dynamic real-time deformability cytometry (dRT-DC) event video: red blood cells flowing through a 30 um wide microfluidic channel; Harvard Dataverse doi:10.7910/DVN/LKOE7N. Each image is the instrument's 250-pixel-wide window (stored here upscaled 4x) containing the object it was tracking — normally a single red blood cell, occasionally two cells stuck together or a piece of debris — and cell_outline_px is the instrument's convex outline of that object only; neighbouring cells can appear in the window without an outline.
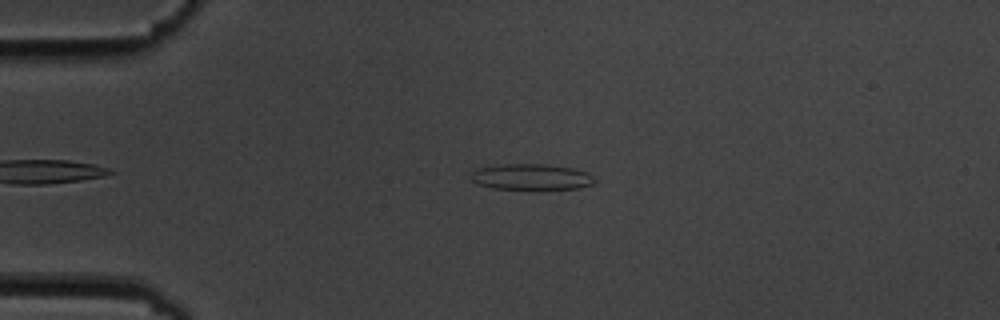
{"species": "common noctule bat (a hibernating species)", "species_latin": "Nyctalus noctula", "temperature_condition": "cold", "stored_images_in_passage": 17, "camera_frame_rate_fps": 3000, "um_per_image_px": 0.085, "animal": {"sex": "male", "body_mass_g": 19.5, "forearm_length_mm": 54.6}, "frame": {"image": 1, "passage_image": 10, "time_ms": 3.0, "image_size_px": [1000, 320], "cell_outline_px": [[596, 180], [592, 184], [580, 188], [544, 192], [536, 192], [492, 188], [476, 184], [468, 176], [476, 168], [500, 164], [548, 164], [572, 168], [588, 172]], "centroid_in_image_um": [45.15, 15.09], "position_along_channel_um": 39.8, "area_um2": 20.0}}
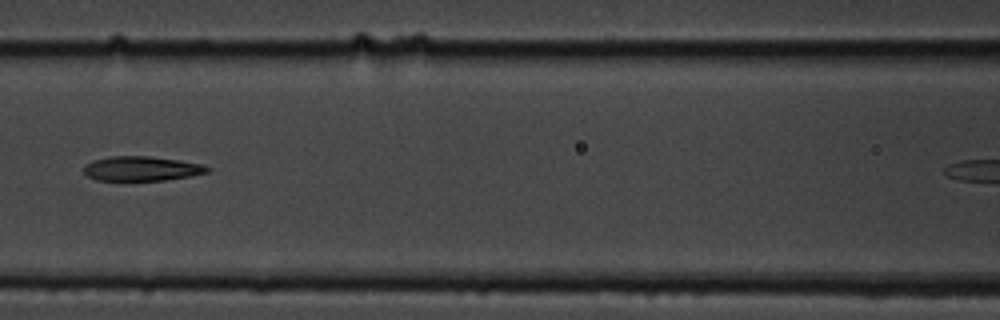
{"frame": {"image": 2, "passage_image": 16, "time_ms": 5.0, "image_size_px": [1000, 320], "cell_outline_px": [[212, 168], [208, 172], [192, 176], [164, 180], [96, 180], [88, 176], [84, 172], [84, 164], [92, 160], [108, 156], [148, 156], [176, 160], [200, 164]], "centroid_in_image_um": [12.0, 14.33], "position_along_channel_um": 154.6, "area_um2": 17.63}}